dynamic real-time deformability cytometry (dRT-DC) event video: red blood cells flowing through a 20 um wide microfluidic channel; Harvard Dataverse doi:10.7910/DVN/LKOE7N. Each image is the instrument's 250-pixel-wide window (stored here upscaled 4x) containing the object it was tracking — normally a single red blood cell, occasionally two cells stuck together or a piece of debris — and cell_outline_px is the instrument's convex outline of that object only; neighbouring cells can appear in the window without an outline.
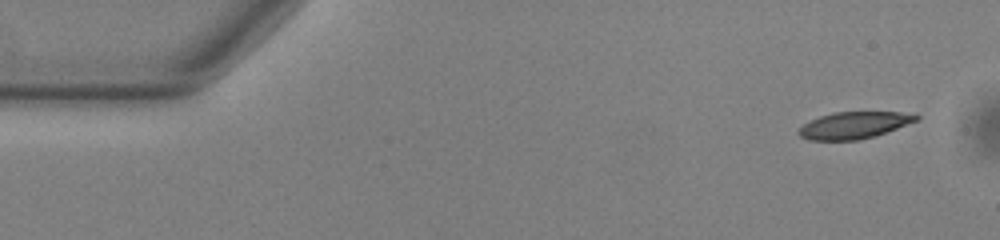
{"species": "common noctule bat (a hibernating species)", "species_latin": "Nyctalus noctula", "temperature_condition": "warm", "stored_images_in_passage": 12, "camera_frame_rate_fps": 3000, "um_per_image_px": 0.085, "animal": {"sex": "male", "body_mass_g": 13.0, "forearm_length_mm": 53.1}, "frame": {"image": 1, "passage_image": 1, "time_ms": 0.0, "image_size_px": [1000, 240], "cell_outline_px": [[920, 120], [872, 136], [856, 140], [808, 140], [800, 136], [796, 132], [804, 124], [820, 116], [832, 112], [916, 112], [920, 116]], "centroid_in_image_um": [72.63, 10.62], "position_along_channel_um": 12.4, "area_um2": 18.32}}
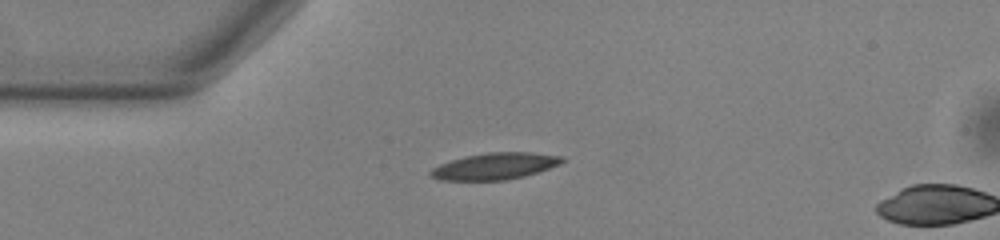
{"frame": {"image": 2, "passage_image": 11, "time_ms": 3.333, "image_size_px": [1000, 240], "cell_outline_px": [[564, 160], [560, 164], [524, 176], [504, 180], [440, 180], [428, 176], [428, 172], [432, 168], [440, 164], [464, 156], [488, 152], [532, 152], [564, 156]], "centroid_in_image_um": [42.04, 14.12], "position_along_channel_um": 43.0, "area_um2": 20.4}}